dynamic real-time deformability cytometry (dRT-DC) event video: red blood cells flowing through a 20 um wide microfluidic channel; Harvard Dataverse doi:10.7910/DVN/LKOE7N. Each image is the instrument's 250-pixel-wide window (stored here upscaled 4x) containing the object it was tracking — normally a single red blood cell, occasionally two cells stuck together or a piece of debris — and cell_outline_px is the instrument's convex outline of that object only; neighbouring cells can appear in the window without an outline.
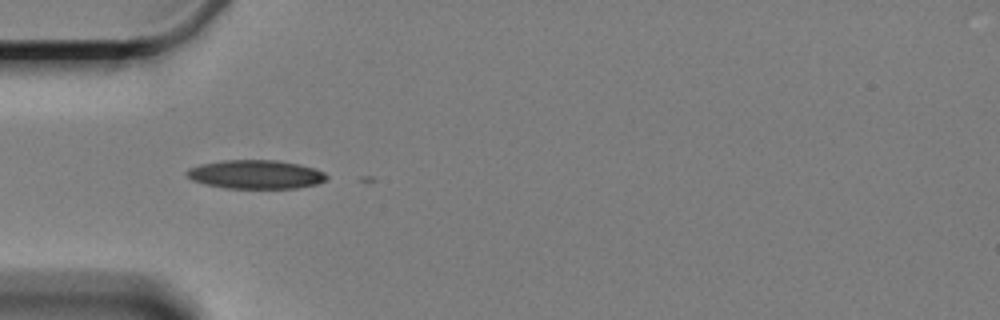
{"species": "Egyptian fruit bat (a non-hibernating species)", "species_latin": "Rousettus aegyptiacus", "temperature_condition": "cold", "stored_images_in_passage": 5, "camera_frame_rate_fps": 3000, "um_per_image_px": 0.085, "animal": {"sex": "female"}, "frame": {"image": 1, "passage_image": 4, "time_ms": 3.333, "image_size_px": [1000, 320], "cell_outline_px": [[328, 176], [324, 180], [316, 184], [296, 188], [224, 188], [204, 184], [192, 180], [184, 172], [188, 168], [200, 164], [224, 160], [276, 160], [300, 164], [316, 168], [324, 172]], "centroid_in_image_um": [21.72, 14.82], "position_along_channel_um": 63.3, "area_um2": 23.52}}